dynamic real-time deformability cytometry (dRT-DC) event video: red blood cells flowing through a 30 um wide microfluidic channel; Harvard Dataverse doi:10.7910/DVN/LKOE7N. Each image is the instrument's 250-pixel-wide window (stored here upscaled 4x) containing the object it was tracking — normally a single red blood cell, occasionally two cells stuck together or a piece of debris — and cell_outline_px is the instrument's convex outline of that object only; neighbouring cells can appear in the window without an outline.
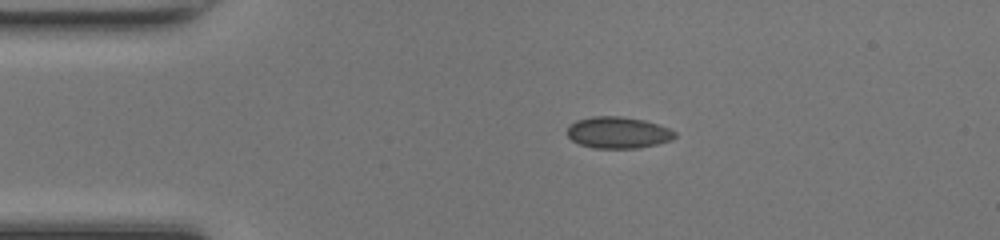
{"species": "common noctule bat (a hibernating species)", "species_latin": "Nyctalus noctula", "temperature_condition": "room temperature", "stored_images_in_passage": 40, "camera_frame_rate_fps": 3000, "um_per_image_px": 0.085, "animal": {"sex": "female", "body_mass_g": 17.0, "forearm_length_mm": 48.0}, "frame": {"image": 1, "passage_image": 1, "time_ms": 0.0, "image_size_px": [1000, 240], "cell_outline_px": [[676, 136], [672, 140], [656, 144], [636, 148], [596, 148], [580, 144], [572, 140], [568, 136], [568, 128], [576, 120], [592, 116], [620, 116], [644, 120], [668, 128], [676, 132]], "centroid_in_image_um": [52.54, 11.26], "position_along_channel_um": 32.5, "area_um2": 19.59}}
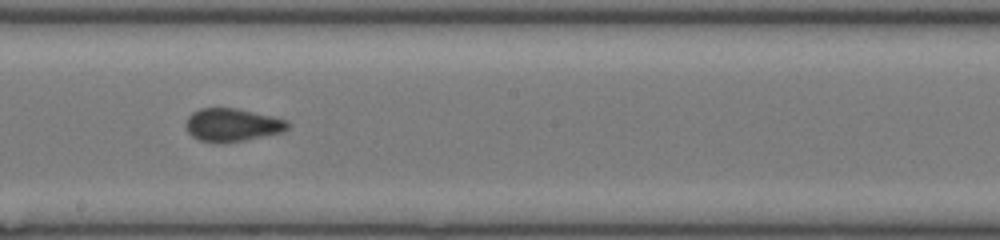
{"frame": {"image": 2, "passage_image": 18, "time_ms": 5.667, "image_size_px": [1000, 240], "cell_outline_px": [[292, 124], [288, 128], [280, 132], [244, 140], [220, 144], [200, 140], [192, 136], [188, 132], [184, 124], [188, 116], [192, 112], [200, 108], [236, 108], [276, 116], [288, 120]], "centroid_in_image_um": [19.74, 10.61], "position_along_channel_um": 228.5, "area_um2": 19.88}}
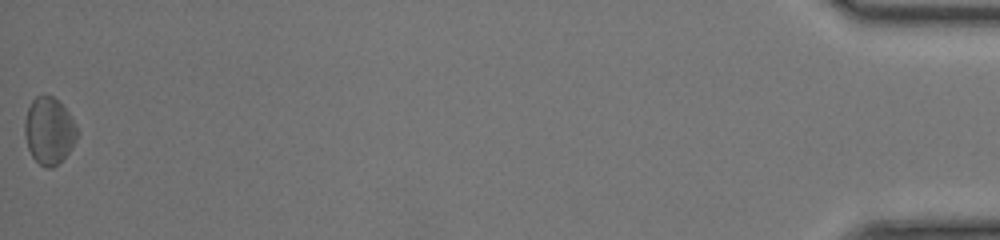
{"frame": {"image": 3, "passage_image": 40, "time_ms": 13.0, "image_size_px": [1000, 240], "cell_outline_px": [[80, 132], [76, 140], [68, 152], [52, 168], [48, 168], [40, 164], [32, 156], [28, 148], [24, 132], [24, 120], [28, 108], [32, 100], [36, 96], [52, 96], [68, 112], [76, 124]], "centroid_in_image_um": [4.17, 11.11], "position_along_channel_um": 431.0, "area_um2": 20.23}, "authors_computed_cell_mechanics": {"area_um2": 19.7098, "velocity_mm_per_s": 4.2315, "shape_relaxation_time_tau1_ms": null, "shape_relaxation_time_tau2_ms": 1.9092, "deformation_change_tau1": null, "deformation_change_tau2": 0.0689}}